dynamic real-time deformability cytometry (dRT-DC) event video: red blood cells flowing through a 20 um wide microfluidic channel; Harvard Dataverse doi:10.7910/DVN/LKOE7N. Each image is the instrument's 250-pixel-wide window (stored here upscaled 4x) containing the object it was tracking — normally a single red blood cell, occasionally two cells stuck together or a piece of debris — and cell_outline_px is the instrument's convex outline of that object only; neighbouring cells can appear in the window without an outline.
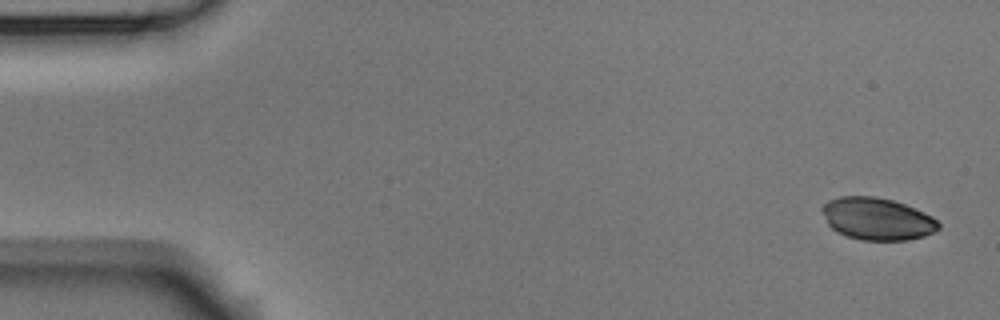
{"species": "Egyptian fruit bat (a non-hibernating species)", "species_latin": "Rousettus aegyptiacus", "temperature_condition": "room temperature", "stored_images_in_passage": 7, "camera_frame_rate_fps": 3000, "um_per_image_px": 0.085, "animal": {"sex": "male"}, "frame": {"image": 1, "passage_image": 1, "time_ms": 0.0, "image_size_px": [1000, 320], "cell_outline_px": [[940, 228], [936, 232], [924, 236], [908, 240], [860, 240], [836, 232], [828, 224], [820, 208], [828, 200], [840, 196], [876, 196], [892, 200], [904, 204], [924, 212], [932, 216], [940, 224]], "centroid_in_image_um": [74.56, 18.6], "position_along_channel_um": 10.4, "area_um2": 28.78}}
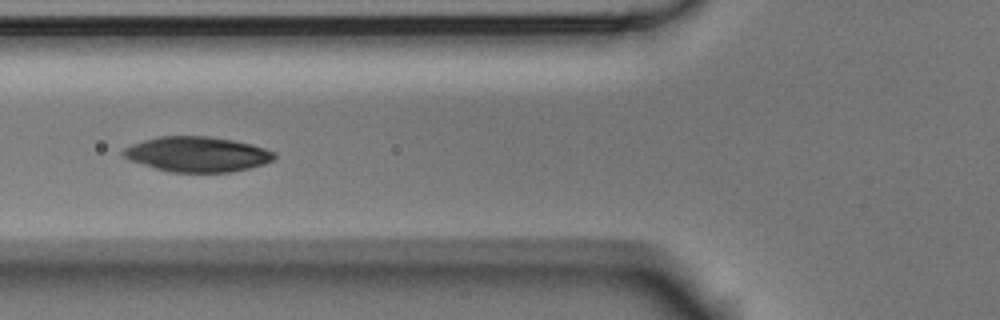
{"frame": {"image": 2, "passage_image": 6, "time_ms": 1.667, "image_size_px": [1000, 320], "cell_outline_px": [[276, 156], [272, 160], [264, 164], [248, 168], [228, 172], [172, 172], [156, 168], [128, 160], [120, 152], [124, 148], [132, 144], [144, 140], [160, 136], [212, 136], [252, 144], [276, 152]], "centroid_in_image_um": [16.76, 13.1], "position_along_channel_um": 109.0, "area_um2": 30.87}}
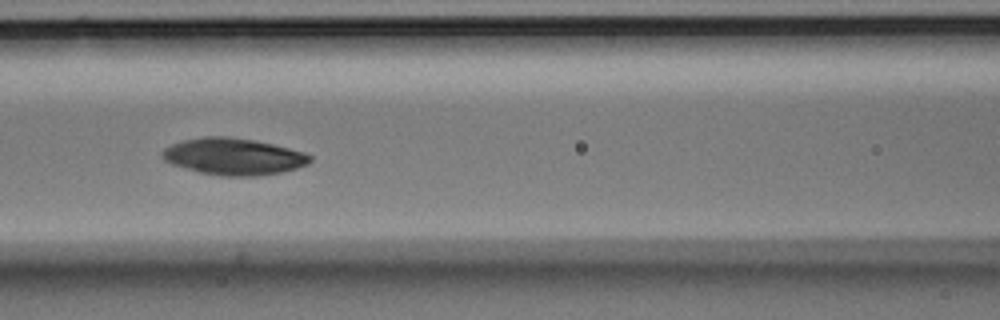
{"frame": {"image": 3, "passage_image": 7, "time_ms": 2.0, "image_size_px": [1000, 320], "cell_outline_px": [[312, 160], [308, 164], [296, 168], [280, 172], [256, 176], [220, 176], [200, 172], [172, 164], [164, 160], [160, 156], [160, 152], [164, 148], [172, 144], [184, 140], [204, 136], [228, 136], [256, 140], [304, 152], [312, 156]], "centroid_in_image_um": [19.83, 13.3], "position_along_channel_um": 146.8, "area_um2": 31.67}}